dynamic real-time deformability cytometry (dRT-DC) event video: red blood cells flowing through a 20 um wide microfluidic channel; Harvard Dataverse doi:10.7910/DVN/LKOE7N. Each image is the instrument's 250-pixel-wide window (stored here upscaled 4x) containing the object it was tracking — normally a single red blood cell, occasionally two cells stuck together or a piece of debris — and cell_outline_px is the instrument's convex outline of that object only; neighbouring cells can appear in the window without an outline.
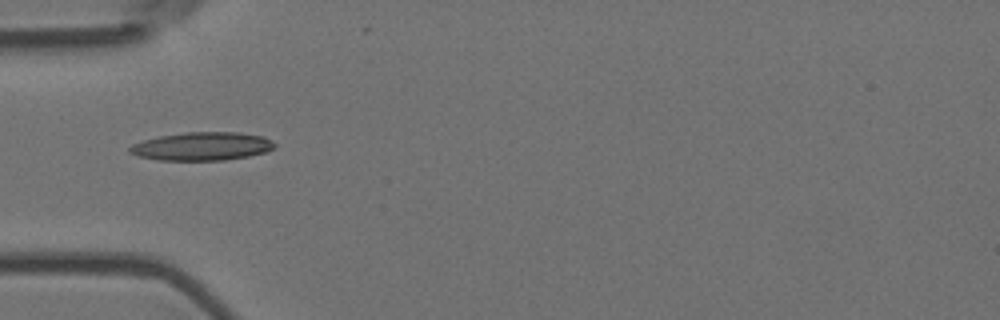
{"species": "Egyptian fruit bat (a non-hibernating species)", "species_latin": "Rousettus aegyptiacus", "temperature_condition": "room temperature", "stored_images_in_passage": 7, "camera_frame_rate_fps": 3000, "um_per_image_px": 0.085, "animal": {"sex": "female"}, "frame": {"image": 1, "passage_image": 5, "time_ms": 1.333, "image_size_px": [1000, 320], "cell_outline_px": [[276, 148], [264, 152], [248, 156], [224, 160], [156, 160], [136, 156], [128, 152], [128, 148], [132, 144], [144, 140], [160, 136], [184, 132], [240, 132], [264, 136], [272, 140], [276, 144]], "centroid_in_image_um": [17.17, 12.43], "position_along_channel_um": 67.8, "area_um2": 24.1}}
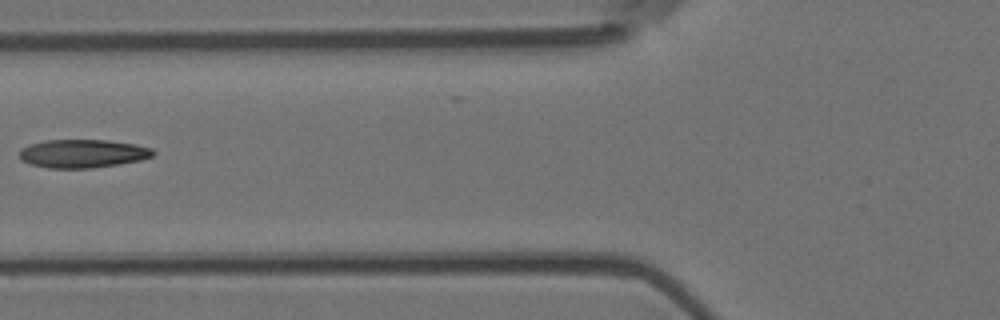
{"frame": {"image": 2, "passage_image": 6, "time_ms": 1.667, "image_size_px": [1000, 320], "cell_outline_px": [[156, 152], [152, 156], [140, 160], [120, 164], [92, 168], [48, 168], [32, 164], [20, 160], [20, 148], [44, 140], [108, 140], [136, 144], [152, 148]], "centroid_in_image_um": [7.05, 13.05], "position_along_channel_um": 118.8, "area_um2": 22.14}}
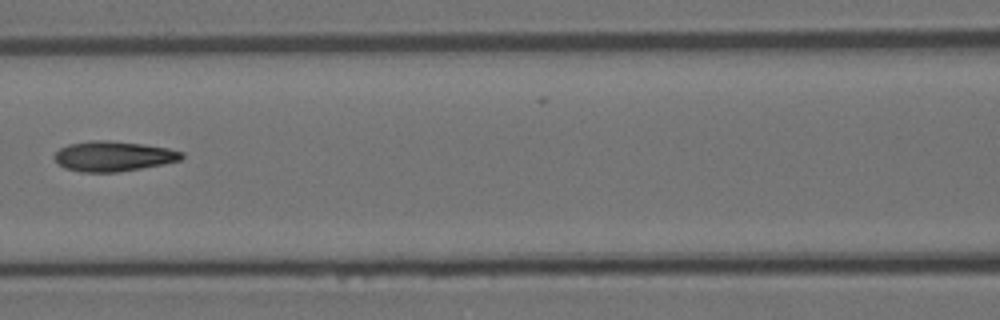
{"frame": {"image": 3, "passage_image": 7, "time_ms": 2.0, "image_size_px": [1000, 320], "cell_outline_px": [[184, 156], [180, 160], [164, 164], [116, 172], [80, 172], [64, 168], [52, 156], [60, 148], [68, 144], [92, 140], [108, 140], [144, 144], [168, 148], [184, 152]], "centroid_in_image_um": [9.63, 13.27], "position_along_channel_um": 157.0, "area_um2": 22.37}}